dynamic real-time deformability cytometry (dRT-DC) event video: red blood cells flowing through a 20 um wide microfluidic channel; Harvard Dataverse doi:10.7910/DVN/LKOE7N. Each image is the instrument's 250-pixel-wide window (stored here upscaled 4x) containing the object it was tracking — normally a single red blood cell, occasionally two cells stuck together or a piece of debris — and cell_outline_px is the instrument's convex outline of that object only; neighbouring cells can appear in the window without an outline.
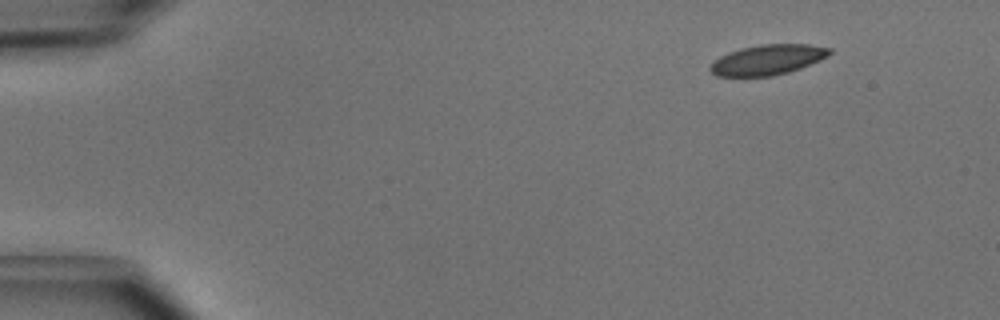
{"species": "common noctule bat (a hibernating species)", "species_latin": "Nyctalus noctula", "temperature_condition": "cold", "stored_images_in_passage": 3, "camera_frame_rate_fps": 3000, "um_per_image_px": 0.085, "animal": {"sex": "male", "body_mass_g": 15.6}, "frame": {"image": 1, "passage_image": 1, "time_ms": 0.0, "image_size_px": [1000, 320], "cell_outline_px": [[832, 52], [828, 56], [820, 60], [800, 68], [788, 72], [772, 76], [716, 76], [708, 68], [720, 56], [728, 52], [740, 48], [760, 44], [812, 44], [832, 48]], "centroid_in_image_um": [65.28, 5.07], "position_along_channel_um": 19.7, "area_um2": 21.04}}